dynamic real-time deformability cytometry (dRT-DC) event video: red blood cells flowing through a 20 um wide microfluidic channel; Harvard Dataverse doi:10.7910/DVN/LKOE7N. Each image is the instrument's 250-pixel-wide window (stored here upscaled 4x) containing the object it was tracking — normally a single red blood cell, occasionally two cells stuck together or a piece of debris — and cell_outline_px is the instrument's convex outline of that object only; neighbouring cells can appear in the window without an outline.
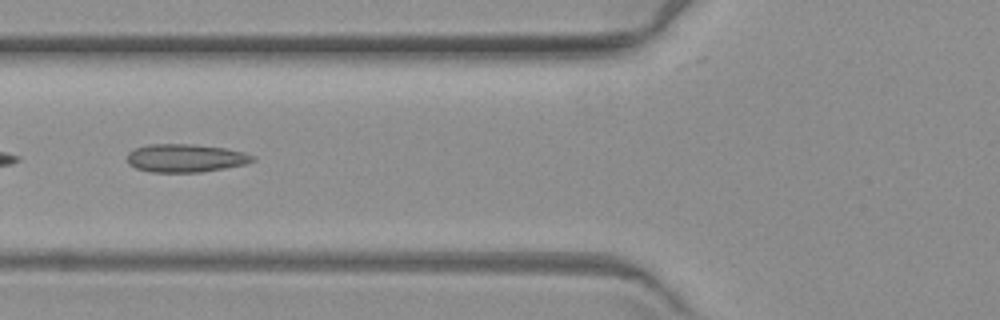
{"species": "common noctule bat (a hibernating species)", "species_latin": "Nyctalus noctula", "temperature_condition": "warm", "stored_images_in_passage": 6, "camera_frame_rate_fps": 3000, "um_per_image_px": 0.085, "animal": {"sex": "female", "body_mass_g": 19.3, "forearm_length_mm": 54.1}, "frame": {"image": 1, "passage_image": 5, "time_ms": 5.333, "image_size_px": [1000, 320], "cell_outline_px": [[256, 160], [244, 164], [224, 168], [200, 172], [152, 172], [136, 168], [128, 164], [128, 152], [136, 148], [148, 144], [192, 144], [224, 148], [244, 152], [256, 156]], "centroid_in_image_um": [15.78, 13.43], "position_along_channel_um": 110.0, "area_um2": 20.52}}
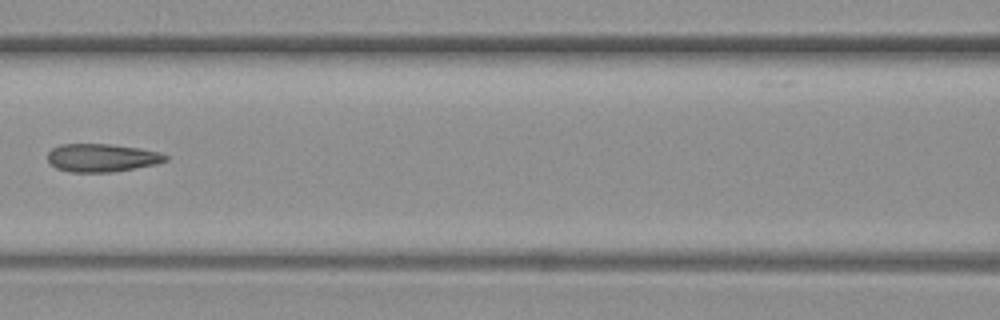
{"frame": {"image": 2, "passage_image": 6, "time_ms": 6.667, "image_size_px": [1000, 320], "cell_outline_px": [[168, 160], [156, 164], [112, 172], [68, 172], [56, 168], [48, 160], [48, 152], [52, 148], [60, 144], [112, 144], [140, 148], [160, 152], [168, 156]], "centroid_in_image_um": [8.66, 13.4], "position_along_channel_um": 157.9, "area_um2": 19.36}}